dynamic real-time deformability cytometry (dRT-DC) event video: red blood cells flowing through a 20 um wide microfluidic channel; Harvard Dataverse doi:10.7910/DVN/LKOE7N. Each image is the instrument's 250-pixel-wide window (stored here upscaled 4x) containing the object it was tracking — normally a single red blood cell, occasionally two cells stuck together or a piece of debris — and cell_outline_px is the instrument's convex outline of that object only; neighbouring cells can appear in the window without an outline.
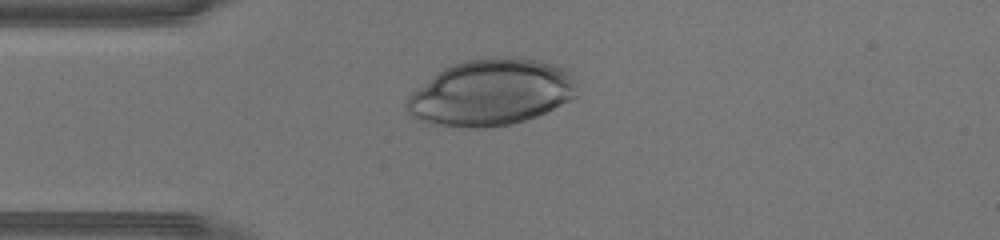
{"species": "human", "species_latin": "Homo sapiens", "temperature_condition": "warm", "stored_images_in_passage": 35, "camera_frame_rate_fps": 3000, "um_per_image_px": 0.085, "donor": {"sex": "male"}, "frame": {"image": 1, "passage_image": 11, "time_ms": 3.333, "image_size_px": [1000, 240], "cell_outline_px": [[580, 96], [536, 116], [512, 124], [484, 128], [468, 128], [428, 124], [412, 116], [408, 112], [404, 104], [408, 96], [444, 68], [464, 60], [500, 56], [508, 56], [540, 60], [564, 68], [572, 72], [576, 80]], "centroid_in_image_um": [41.8, 7.86], "position_along_channel_um": 43.2, "area_um2": 66.41}}
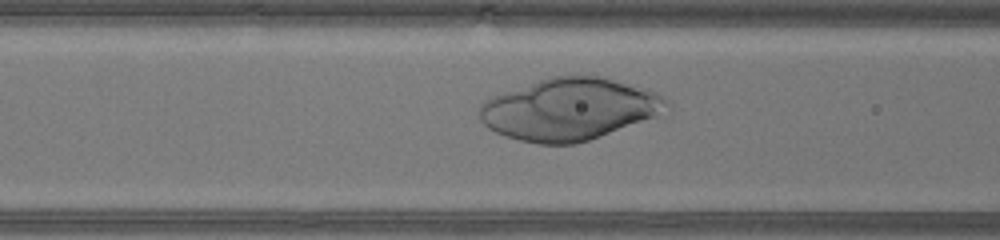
{"frame": {"image": 2, "passage_image": 17, "time_ms": 5.333, "image_size_px": [1000, 240], "cell_outline_px": [[672, 108], [656, 116], [600, 136], [576, 144], [540, 144], [520, 140], [496, 132], [488, 128], [480, 120], [480, 104], [484, 100], [492, 96], [552, 76], [604, 76], [648, 88], [656, 92], [668, 100], [672, 104]], "centroid_in_image_um": [48.46, 9.27], "position_along_channel_um": 118.1, "area_um2": 67.45}}
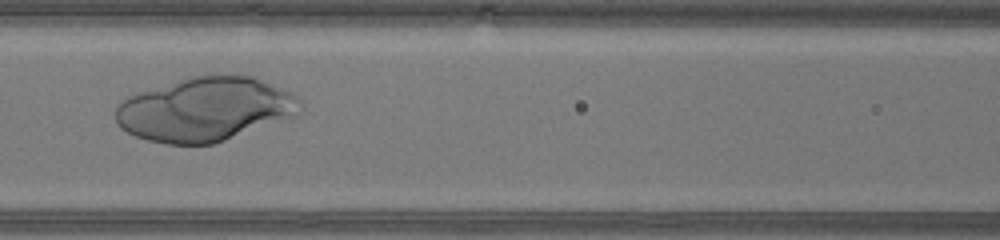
{"frame": {"image": 3, "passage_image": 19, "time_ms": 6.0, "image_size_px": [1000, 240], "cell_outline_px": [[300, 104], [296, 116], [212, 144], [168, 144], [148, 140], [136, 136], [120, 128], [116, 124], [116, 104], [128, 96], [140, 92], [192, 76], [256, 76], [292, 92], [300, 100]], "centroid_in_image_um": [17.44, 9.29], "position_along_channel_um": 149.2, "area_um2": 68.32}}